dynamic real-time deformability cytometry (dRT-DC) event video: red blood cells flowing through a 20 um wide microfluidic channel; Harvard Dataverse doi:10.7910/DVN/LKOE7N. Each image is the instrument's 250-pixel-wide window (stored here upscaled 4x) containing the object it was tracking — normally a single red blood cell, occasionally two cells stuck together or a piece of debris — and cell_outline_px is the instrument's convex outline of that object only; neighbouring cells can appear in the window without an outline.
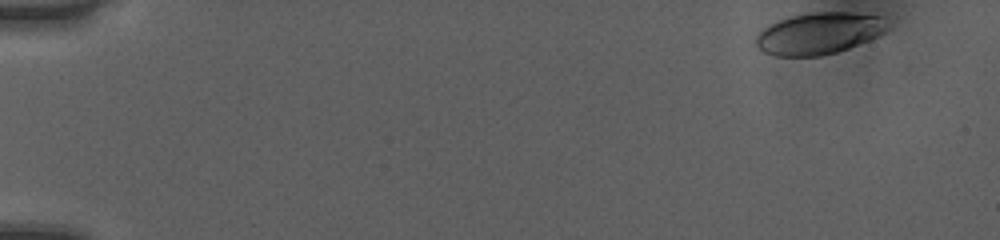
{"species": "human", "species_latin": "Homo sapiens", "temperature_condition": "room temperature", "stored_images_in_passage": 44, "camera_frame_rate_fps": 3000, "um_per_image_px": 0.085, "donor": {"sex": "female"}, "frame": {"image": 1, "passage_image": 1, "time_ms": 0.0, "image_size_px": [1000, 240], "cell_outline_px": [[892, 28], [880, 36], [848, 48], [836, 52], [820, 56], [776, 56], [764, 52], [756, 44], [756, 36], [768, 24], [792, 16], [812, 12], [852, 12], [880, 16]], "centroid_in_image_um": [69.66, 2.83], "position_along_channel_um": 15.3, "area_um2": 32.02}}
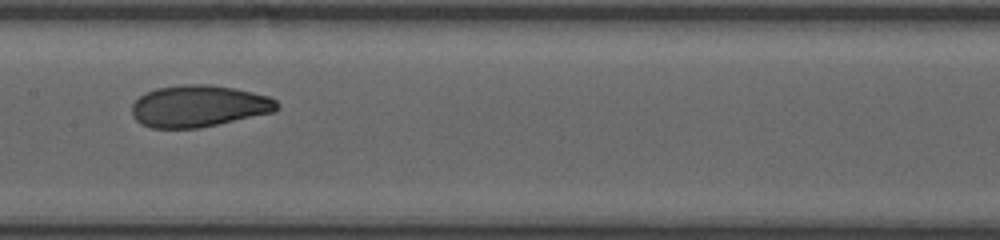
{"frame": {"image": 2, "passage_image": 25, "time_ms": 8.0, "image_size_px": [1000, 240], "cell_outline_px": [[280, 108], [272, 112], [200, 128], [152, 128], [140, 124], [132, 116], [132, 104], [144, 92], [156, 88], [180, 84], [208, 84], [232, 88], [252, 92], [268, 96], [276, 100], [280, 104]], "centroid_in_image_um": [16.86, 9.01], "position_along_channel_um": 190.5, "area_um2": 35.43}}
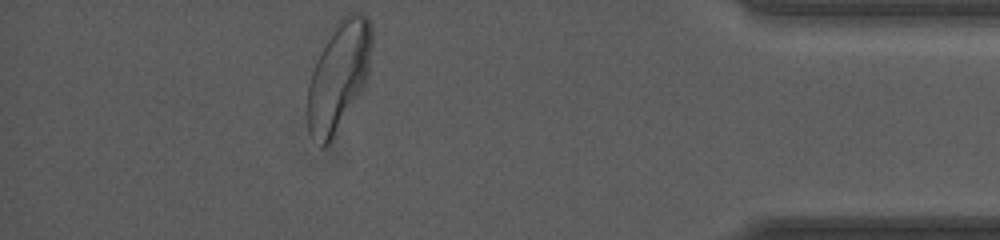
{"frame": {"image": 3, "passage_image": 44, "time_ms": 14.333, "image_size_px": [1000, 240], "cell_outline_px": [[372, 44], [368, 72], [364, 88], [332, 140], [328, 144], [324, 144], [308, 132], [308, 84], [316, 60], [324, 44], [336, 24], [348, 12], [360, 12], [368, 16], [372, 24]], "centroid_in_image_um": [28.82, 6.41], "position_along_channel_um": 406.4, "area_um2": 40.46}, "authors_computed_cell_mechanics": {"area_um2": 34.6222, "velocity_mm_per_s": 4.0227, "shape_relaxation_time_tau1_ms": 3.8786, "shape_relaxation_time_tau2_ms": 0.788, "deformation_change_tau1": 0.1463, "deformation_change_tau2": 0.0577}}